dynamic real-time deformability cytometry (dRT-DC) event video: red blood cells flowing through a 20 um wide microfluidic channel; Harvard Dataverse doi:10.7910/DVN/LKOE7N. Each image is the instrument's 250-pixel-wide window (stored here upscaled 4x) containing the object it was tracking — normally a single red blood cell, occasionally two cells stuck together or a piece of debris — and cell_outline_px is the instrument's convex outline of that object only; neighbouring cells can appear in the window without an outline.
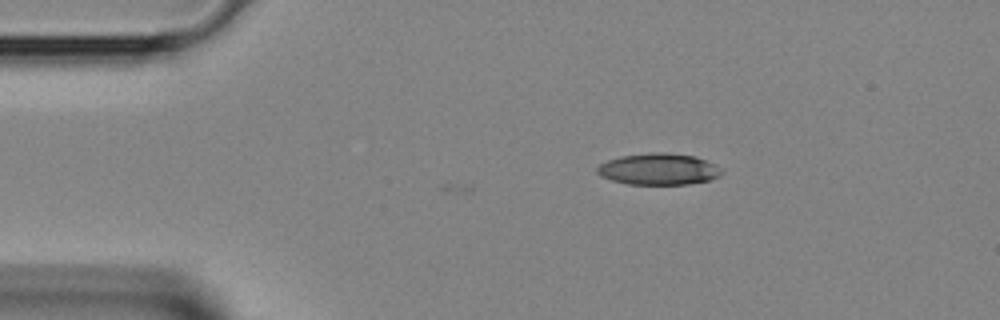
{"species": "Egyptian fruit bat (a non-hibernating species)", "species_latin": "Rousettus aegyptiacus", "temperature_condition": "room temperature", "stored_images_in_passage": 9, "camera_frame_rate_fps": 3000, "um_per_image_px": 0.085, "animal": {"sex": "female"}, "frame": {"image": 1, "passage_image": 9, "time_ms": 2.667, "image_size_px": [1000, 320], "cell_outline_px": [[724, 172], [720, 176], [708, 180], [688, 184], [628, 184], [612, 180], [600, 176], [596, 172], [596, 168], [600, 164], [608, 160], [620, 156], [652, 152], [664, 152], [696, 156], [716, 164]], "centroid_in_image_um": [55.99, 14.37], "position_along_channel_um": 29.0, "area_um2": 22.95}}